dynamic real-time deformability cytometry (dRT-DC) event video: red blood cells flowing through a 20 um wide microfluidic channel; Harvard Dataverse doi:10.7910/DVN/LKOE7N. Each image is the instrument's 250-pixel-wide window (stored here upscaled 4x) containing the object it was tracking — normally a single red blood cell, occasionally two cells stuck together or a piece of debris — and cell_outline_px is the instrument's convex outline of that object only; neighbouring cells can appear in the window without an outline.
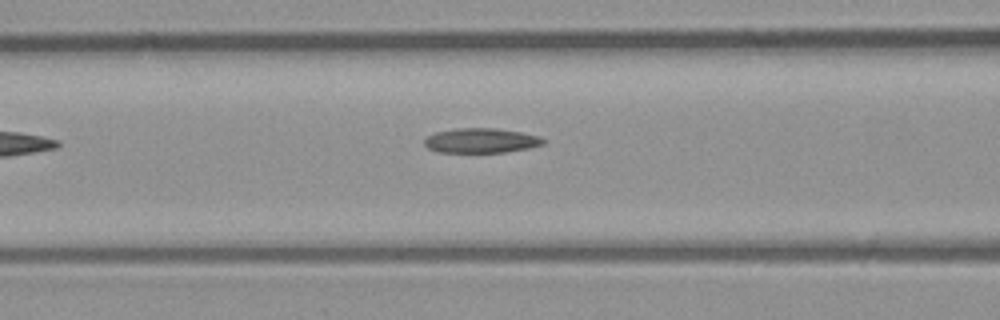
{"species": "common noctule bat (a hibernating species)", "species_latin": "Nyctalus noctula", "temperature_condition": "room temperature", "stored_images_in_passage": 5, "segment_of_instrument_passage": [1, 2], "camera_frame_rate_fps": 3000, "um_per_image_px": 0.085, "animal": {"sex": "male", "body_mass_g": 23.1, "forearm_length_mm": 52.7}, "frame": {"image": 1, "passage_image": 4, "time_ms": 1.0, "image_size_px": [1000, 320], "cell_outline_px": [[544, 144], [528, 148], [504, 152], [436, 152], [428, 148], [424, 144], [424, 140], [428, 136], [436, 132], [456, 128], [496, 128], [520, 132], [540, 136], [544, 140]], "centroid_in_image_um": [40.87, 11.94], "position_along_channel_um": 125.7, "area_um2": 17.05}}